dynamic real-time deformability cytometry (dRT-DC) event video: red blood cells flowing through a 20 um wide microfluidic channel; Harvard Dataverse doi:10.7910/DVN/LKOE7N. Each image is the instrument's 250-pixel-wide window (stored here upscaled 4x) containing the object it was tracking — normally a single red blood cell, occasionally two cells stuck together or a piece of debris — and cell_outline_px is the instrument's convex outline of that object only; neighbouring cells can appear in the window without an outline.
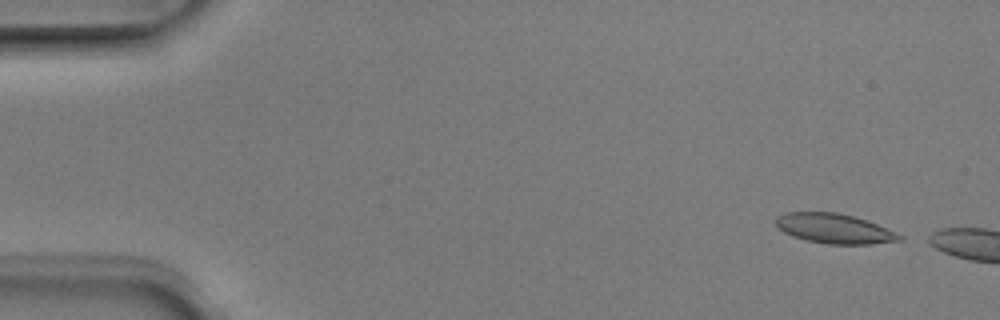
{"species": "Egyptian fruit bat (a non-hibernating species)", "species_latin": "Rousettus aegyptiacus", "temperature_condition": "room temperature", "stored_images_in_passage": 2, "camera_frame_rate_fps": 3000, "um_per_image_px": 0.085, "animal": {"sex": "male"}, "frame": {"image": 1, "passage_image": 1, "time_ms": 0.0, "image_size_px": [1000, 320], "cell_outline_px": [[904, 240], [872, 244], [828, 244], [804, 240], [792, 236], [784, 232], [776, 224], [776, 216], [784, 212], [836, 212], [852, 216], [876, 224], [904, 236]], "centroid_in_image_um": [70.9, 19.43], "position_along_channel_um": 14.1, "area_um2": 21.39}}